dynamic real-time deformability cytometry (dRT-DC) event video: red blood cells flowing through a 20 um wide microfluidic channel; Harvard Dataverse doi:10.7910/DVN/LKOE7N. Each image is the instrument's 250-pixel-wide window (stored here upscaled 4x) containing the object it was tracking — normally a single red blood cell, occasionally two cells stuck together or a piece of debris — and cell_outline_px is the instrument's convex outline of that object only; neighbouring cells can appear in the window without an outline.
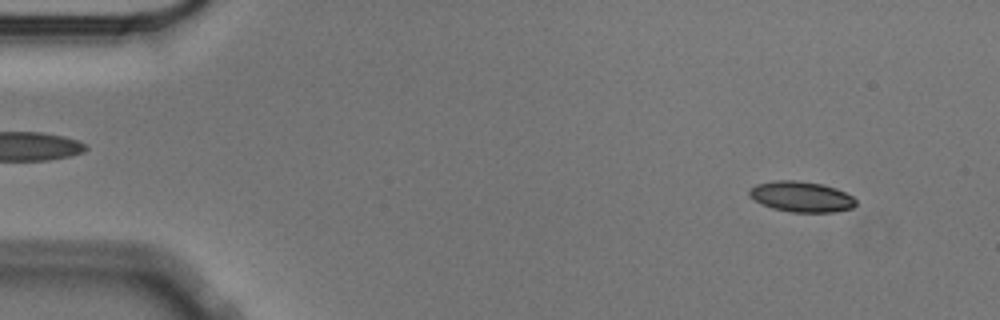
{"species": "Egyptian fruit bat (a non-hibernating species)", "species_latin": "Rousettus aegyptiacus", "temperature_condition": "cold", "stored_images_in_passage": 17, "camera_frame_rate_fps": 3000, "um_per_image_px": 0.085, "animal": {"sex": "male"}, "frame": {"image": 1, "passage_image": 5, "time_ms": 1.333, "image_size_px": [1000, 320], "cell_outline_px": [[856, 204], [852, 208], [832, 212], [792, 212], [772, 208], [756, 200], [748, 192], [756, 184], [772, 180], [796, 180], [824, 184], [836, 188], [852, 196], [856, 200]], "centroid_in_image_um": [68.14, 16.7], "position_along_channel_um": 16.9, "area_um2": 18.84}}
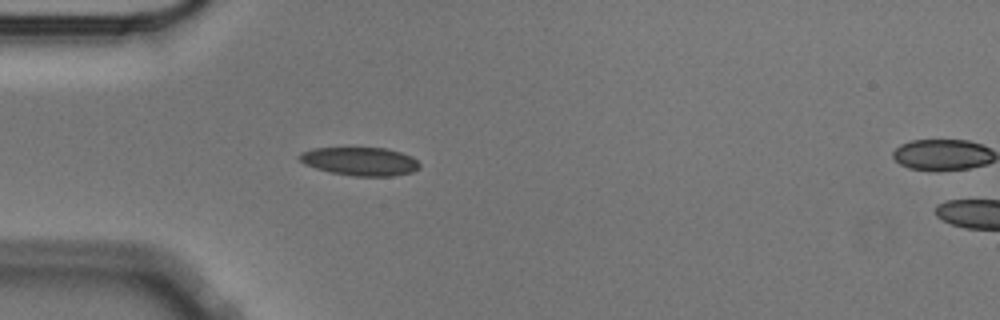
{"frame": {"image": 2, "passage_image": 16, "time_ms": 5.0, "image_size_px": [1000, 320], "cell_outline_px": [[420, 168], [412, 172], [392, 176], [352, 176], [328, 172], [304, 164], [296, 156], [300, 152], [312, 148], [384, 148], [400, 152], [412, 156], [420, 164]], "centroid_in_image_um": [30.58, 13.72], "position_along_channel_um": 54.4, "area_um2": 20.0}}